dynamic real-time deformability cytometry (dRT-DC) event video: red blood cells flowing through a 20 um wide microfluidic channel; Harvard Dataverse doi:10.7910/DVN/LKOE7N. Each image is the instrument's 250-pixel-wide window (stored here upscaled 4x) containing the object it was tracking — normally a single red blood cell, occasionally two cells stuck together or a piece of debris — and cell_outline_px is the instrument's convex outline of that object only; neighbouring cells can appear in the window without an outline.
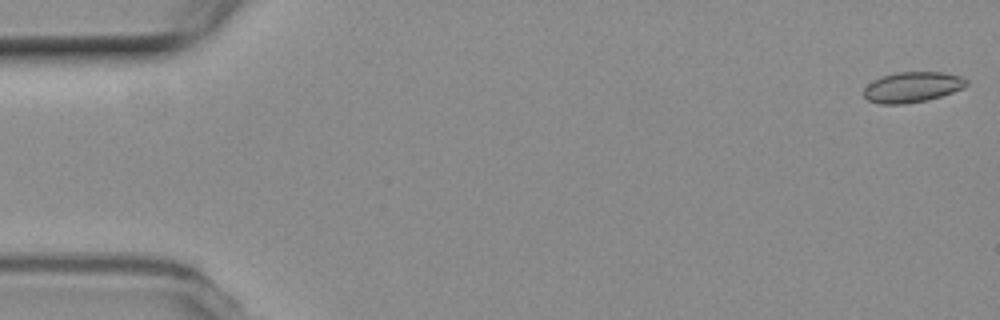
{"species": "common noctule bat (a hibernating species)", "species_latin": "Nyctalus noctula", "temperature_condition": "room temperature", "stored_images_in_passage": 10, "camera_frame_rate_fps": 3000, "um_per_image_px": 0.085, "animal": {"sex": "female", "body_mass_g": 19.3, "forearm_length_mm": 54.1}, "frame": {"image": 1, "passage_image": 1, "time_ms": 0.0, "image_size_px": [1000, 320], "cell_outline_px": [[968, 84], [964, 88], [928, 100], [904, 104], [880, 104], [868, 100], [864, 96], [864, 88], [868, 84], [884, 76], [896, 72], [940, 72], [960, 76], [968, 80]], "centroid_in_image_um": [77.57, 7.41], "position_along_channel_um": 7.4, "area_um2": 18.09}}